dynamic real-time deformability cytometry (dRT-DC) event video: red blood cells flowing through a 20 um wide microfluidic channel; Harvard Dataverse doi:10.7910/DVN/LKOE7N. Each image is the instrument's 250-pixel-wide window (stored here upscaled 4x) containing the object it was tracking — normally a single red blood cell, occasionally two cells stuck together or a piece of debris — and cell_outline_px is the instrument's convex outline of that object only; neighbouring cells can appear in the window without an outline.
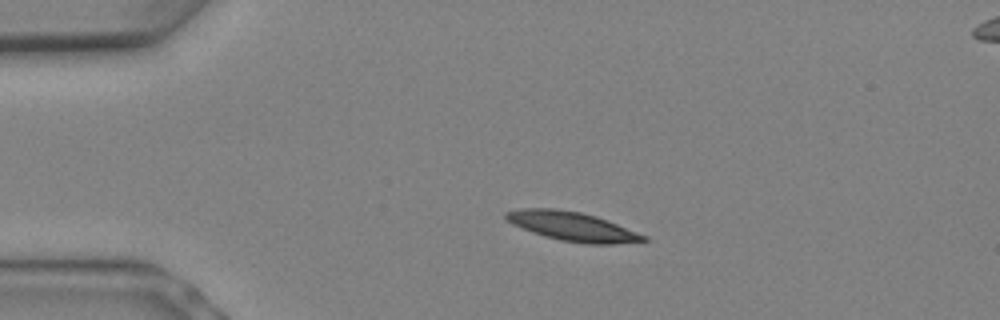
{"species": "Egyptian fruit bat (a non-hibernating species)", "species_latin": "Rousettus aegyptiacus", "temperature_condition": "warm", "stored_images_in_passage": 6, "camera_frame_rate_fps": 3000, "um_per_image_px": 0.085, "animal": {"sex": "female"}, "frame": {"image": 1, "passage_image": 3, "time_ms": 0.667, "image_size_px": [1000, 320], "cell_outline_px": [[648, 240], [616, 244], [584, 244], [560, 240], [544, 236], [532, 232], [512, 224], [504, 216], [504, 212], [520, 208], [556, 208], [580, 212], [596, 216], [608, 220], [648, 236]], "centroid_in_image_um": [48.65, 19.24], "position_along_channel_um": 36.3, "area_um2": 23.47}}